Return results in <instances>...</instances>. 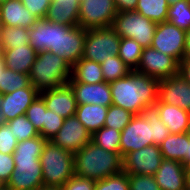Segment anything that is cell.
Listing matches in <instances>:
<instances>
[{
  "mask_svg": "<svg viewBox=\"0 0 190 190\" xmlns=\"http://www.w3.org/2000/svg\"><path fill=\"white\" fill-rule=\"evenodd\" d=\"M52 2H80V0H52Z\"/></svg>",
  "mask_w": 190,
  "mask_h": 190,
  "instance_id": "cell-52",
  "label": "cell"
},
{
  "mask_svg": "<svg viewBox=\"0 0 190 190\" xmlns=\"http://www.w3.org/2000/svg\"><path fill=\"white\" fill-rule=\"evenodd\" d=\"M134 117V114L122 107L110 105L105 118L104 126L122 131Z\"/></svg>",
  "mask_w": 190,
  "mask_h": 190,
  "instance_id": "cell-35",
  "label": "cell"
},
{
  "mask_svg": "<svg viewBox=\"0 0 190 190\" xmlns=\"http://www.w3.org/2000/svg\"><path fill=\"white\" fill-rule=\"evenodd\" d=\"M120 138L121 131L104 126L92 134L91 141L106 151L120 153Z\"/></svg>",
  "mask_w": 190,
  "mask_h": 190,
  "instance_id": "cell-30",
  "label": "cell"
},
{
  "mask_svg": "<svg viewBox=\"0 0 190 190\" xmlns=\"http://www.w3.org/2000/svg\"><path fill=\"white\" fill-rule=\"evenodd\" d=\"M64 120L65 118L61 117L59 114H55V112L47 109L43 128L39 131V134L46 140H51L62 127Z\"/></svg>",
  "mask_w": 190,
  "mask_h": 190,
  "instance_id": "cell-36",
  "label": "cell"
},
{
  "mask_svg": "<svg viewBox=\"0 0 190 190\" xmlns=\"http://www.w3.org/2000/svg\"><path fill=\"white\" fill-rule=\"evenodd\" d=\"M138 0H115L118 12L135 11Z\"/></svg>",
  "mask_w": 190,
  "mask_h": 190,
  "instance_id": "cell-45",
  "label": "cell"
},
{
  "mask_svg": "<svg viewBox=\"0 0 190 190\" xmlns=\"http://www.w3.org/2000/svg\"><path fill=\"white\" fill-rule=\"evenodd\" d=\"M104 81L101 64L95 61L81 58L71 68L69 82L97 84Z\"/></svg>",
  "mask_w": 190,
  "mask_h": 190,
  "instance_id": "cell-26",
  "label": "cell"
},
{
  "mask_svg": "<svg viewBox=\"0 0 190 190\" xmlns=\"http://www.w3.org/2000/svg\"><path fill=\"white\" fill-rule=\"evenodd\" d=\"M6 65H5V62H4V59L3 57L1 56L0 57V76H1V73L6 69Z\"/></svg>",
  "mask_w": 190,
  "mask_h": 190,
  "instance_id": "cell-51",
  "label": "cell"
},
{
  "mask_svg": "<svg viewBox=\"0 0 190 190\" xmlns=\"http://www.w3.org/2000/svg\"><path fill=\"white\" fill-rule=\"evenodd\" d=\"M30 78L28 74L18 73L6 68L0 76V93H12L15 90L30 87Z\"/></svg>",
  "mask_w": 190,
  "mask_h": 190,
  "instance_id": "cell-31",
  "label": "cell"
},
{
  "mask_svg": "<svg viewBox=\"0 0 190 190\" xmlns=\"http://www.w3.org/2000/svg\"><path fill=\"white\" fill-rule=\"evenodd\" d=\"M36 190H61V188L42 185L41 187L37 188Z\"/></svg>",
  "mask_w": 190,
  "mask_h": 190,
  "instance_id": "cell-50",
  "label": "cell"
},
{
  "mask_svg": "<svg viewBox=\"0 0 190 190\" xmlns=\"http://www.w3.org/2000/svg\"><path fill=\"white\" fill-rule=\"evenodd\" d=\"M188 134H189V136H190V124H189V130H188Z\"/></svg>",
  "mask_w": 190,
  "mask_h": 190,
  "instance_id": "cell-58",
  "label": "cell"
},
{
  "mask_svg": "<svg viewBox=\"0 0 190 190\" xmlns=\"http://www.w3.org/2000/svg\"><path fill=\"white\" fill-rule=\"evenodd\" d=\"M186 171L180 161L163 159L153 176L160 190H186Z\"/></svg>",
  "mask_w": 190,
  "mask_h": 190,
  "instance_id": "cell-18",
  "label": "cell"
},
{
  "mask_svg": "<svg viewBox=\"0 0 190 190\" xmlns=\"http://www.w3.org/2000/svg\"><path fill=\"white\" fill-rule=\"evenodd\" d=\"M79 23L83 29L110 27L118 11L115 0H80Z\"/></svg>",
  "mask_w": 190,
  "mask_h": 190,
  "instance_id": "cell-10",
  "label": "cell"
},
{
  "mask_svg": "<svg viewBox=\"0 0 190 190\" xmlns=\"http://www.w3.org/2000/svg\"><path fill=\"white\" fill-rule=\"evenodd\" d=\"M185 167H190V137H189V149H188V155H185Z\"/></svg>",
  "mask_w": 190,
  "mask_h": 190,
  "instance_id": "cell-48",
  "label": "cell"
},
{
  "mask_svg": "<svg viewBox=\"0 0 190 190\" xmlns=\"http://www.w3.org/2000/svg\"><path fill=\"white\" fill-rule=\"evenodd\" d=\"M3 186H5V184L0 181V189H1Z\"/></svg>",
  "mask_w": 190,
  "mask_h": 190,
  "instance_id": "cell-56",
  "label": "cell"
},
{
  "mask_svg": "<svg viewBox=\"0 0 190 190\" xmlns=\"http://www.w3.org/2000/svg\"><path fill=\"white\" fill-rule=\"evenodd\" d=\"M178 74L190 84V58H183L179 62Z\"/></svg>",
  "mask_w": 190,
  "mask_h": 190,
  "instance_id": "cell-44",
  "label": "cell"
},
{
  "mask_svg": "<svg viewBox=\"0 0 190 190\" xmlns=\"http://www.w3.org/2000/svg\"><path fill=\"white\" fill-rule=\"evenodd\" d=\"M169 134L167 126L160 120L158 107L155 104L147 106L121 131L120 154L124 157L146 146H159Z\"/></svg>",
  "mask_w": 190,
  "mask_h": 190,
  "instance_id": "cell-3",
  "label": "cell"
},
{
  "mask_svg": "<svg viewBox=\"0 0 190 190\" xmlns=\"http://www.w3.org/2000/svg\"><path fill=\"white\" fill-rule=\"evenodd\" d=\"M36 56L37 52L30 44L15 49H3L2 53L6 67L22 74H29Z\"/></svg>",
  "mask_w": 190,
  "mask_h": 190,
  "instance_id": "cell-22",
  "label": "cell"
},
{
  "mask_svg": "<svg viewBox=\"0 0 190 190\" xmlns=\"http://www.w3.org/2000/svg\"><path fill=\"white\" fill-rule=\"evenodd\" d=\"M169 5H173L176 4L178 1H182V0H167Z\"/></svg>",
  "mask_w": 190,
  "mask_h": 190,
  "instance_id": "cell-53",
  "label": "cell"
},
{
  "mask_svg": "<svg viewBox=\"0 0 190 190\" xmlns=\"http://www.w3.org/2000/svg\"><path fill=\"white\" fill-rule=\"evenodd\" d=\"M7 0H0V4L5 3Z\"/></svg>",
  "mask_w": 190,
  "mask_h": 190,
  "instance_id": "cell-57",
  "label": "cell"
},
{
  "mask_svg": "<svg viewBox=\"0 0 190 190\" xmlns=\"http://www.w3.org/2000/svg\"><path fill=\"white\" fill-rule=\"evenodd\" d=\"M167 21L178 28L188 30L190 28V0H182L169 5Z\"/></svg>",
  "mask_w": 190,
  "mask_h": 190,
  "instance_id": "cell-33",
  "label": "cell"
},
{
  "mask_svg": "<svg viewBox=\"0 0 190 190\" xmlns=\"http://www.w3.org/2000/svg\"><path fill=\"white\" fill-rule=\"evenodd\" d=\"M15 163L13 154L0 153V181L5 185L14 171Z\"/></svg>",
  "mask_w": 190,
  "mask_h": 190,
  "instance_id": "cell-43",
  "label": "cell"
},
{
  "mask_svg": "<svg viewBox=\"0 0 190 190\" xmlns=\"http://www.w3.org/2000/svg\"><path fill=\"white\" fill-rule=\"evenodd\" d=\"M80 2H52L46 19L49 22L70 27L78 26Z\"/></svg>",
  "mask_w": 190,
  "mask_h": 190,
  "instance_id": "cell-23",
  "label": "cell"
},
{
  "mask_svg": "<svg viewBox=\"0 0 190 190\" xmlns=\"http://www.w3.org/2000/svg\"><path fill=\"white\" fill-rule=\"evenodd\" d=\"M158 100L190 112V84L179 74L159 82Z\"/></svg>",
  "mask_w": 190,
  "mask_h": 190,
  "instance_id": "cell-15",
  "label": "cell"
},
{
  "mask_svg": "<svg viewBox=\"0 0 190 190\" xmlns=\"http://www.w3.org/2000/svg\"><path fill=\"white\" fill-rule=\"evenodd\" d=\"M86 31L80 26L70 27L42 18L29 29V41L36 52H51L73 66L83 56Z\"/></svg>",
  "mask_w": 190,
  "mask_h": 190,
  "instance_id": "cell-1",
  "label": "cell"
},
{
  "mask_svg": "<svg viewBox=\"0 0 190 190\" xmlns=\"http://www.w3.org/2000/svg\"><path fill=\"white\" fill-rule=\"evenodd\" d=\"M105 82L111 83L128 75L132 70L118 55H114L101 63Z\"/></svg>",
  "mask_w": 190,
  "mask_h": 190,
  "instance_id": "cell-32",
  "label": "cell"
},
{
  "mask_svg": "<svg viewBox=\"0 0 190 190\" xmlns=\"http://www.w3.org/2000/svg\"><path fill=\"white\" fill-rule=\"evenodd\" d=\"M94 190H130L128 173L122 171L104 180L96 181Z\"/></svg>",
  "mask_w": 190,
  "mask_h": 190,
  "instance_id": "cell-37",
  "label": "cell"
},
{
  "mask_svg": "<svg viewBox=\"0 0 190 190\" xmlns=\"http://www.w3.org/2000/svg\"><path fill=\"white\" fill-rule=\"evenodd\" d=\"M37 20L21 0H7L0 4V26H18L30 29Z\"/></svg>",
  "mask_w": 190,
  "mask_h": 190,
  "instance_id": "cell-20",
  "label": "cell"
},
{
  "mask_svg": "<svg viewBox=\"0 0 190 190\" xmlns=\"http://www.w3.org/2000/svg\"><path fill=\"white\" fill-rule=\"evenodd\" d=\"M142 51L143 47L136 40L121 37L118 56L131 70L138 67Z\"/></svg>",
  "mask_w": 190,
  "mask_h": 190,
  "instance_id": "cell-29",
  "label": "cell"
},
{
  "mask_svg": "<svg viewBox=\"0 0 190 190\" xmlns=\"http://www.w3.org/2000/svg\"><path fill=\"white\" fill-rule=\"evenodd\" d=\"M48 110L59 114L63 118L74 116L77 110V101L74 91L69 84L39 92Z\"/></svg>",
  "mask_w": 190,
  "mask_h": 190,
  "instance_id": "cell-16",
  "label": "cell"
},
{
  "mask_svg": "<svg viewBox=\"0 0 190 190\" xmlns=\"http://www.w3.org/2000/svg\"><path fill=\"white\" fill-rule=\"evenodd\" d=\"M91 133L74 115L65 118L64 123L51 141L67 151L75 154L83 146L91 142Z\"/></svg>",
  "mask_w": 190,
  "mask_h": 190,
  "instance_id": "cell-14",
  "label": "cell"
},
{
  "mask_svg": "<svg viewBox=\"0 0 190 190\" xmlns=\"http://www.w3.org/2000/svg\"><path fill=\"white\" fill-rule=\"evenodd\" d=\"M39 160L44 186L61 188L75 174L74 154L51 140L44 144Z\"/></svg>",
  "mask_w": 190,
  "mask_h": 190,
  "instance_id": "cell-7",
  "label": "cell"
},
{
  "mask_svg": "<svg viewBox=\"0 0 190 190\" xmlns=\"http://www.w3.org/2000/svg\"><path fill=\"white\" fill-rule=\"evenodd\" d=\"M112 27L122 38L136 40L143 48L151 47L157 23L136 11L118 12Z\"/></svg>",
  "mask_w": 190,
  "mask_h": 190,
  "instance_id": "cell-9",
  "label": "cell"
},
{
  "mask_svg": "<svg viewBox=\"0 0 190 190\" xmlns=\"http://www.w3.org/2000/svg\"><path fill=\"white\" fill-rule=\"evenodd\" d=\"M163 159L158 145L146 146L123 157V171L128 174L154 175Z\"/></svg>",
  "mask_w": 190,
  "mask_h": 190,
  "instance_id": "cell-13",
  "label": "cell"
},
{
  "mask_svg": "<svg viewBox=\"0 0 190 190\" xmlns=\"http://www.w3.org/2000/svg\"><path fill=\"white\" fill-rule=\"evenodd\" d=\"M37 96H39V91L32 85L15 90L12 93L3 94L1 109L6 122L25 115L27 108Z\"/></svg>",
  "mask_w": 190,
  "mask_h": 190,
  "instance_id": "cell-17",
  "label": "cell"
},
{
  "mask_svg": "<svg viewBox=\"0 0 190 190\" xmlns=\"http://www.w3.org/2000/svg\"><path fill=\"white\" fill-rule=\"evenodd\" d=\"M46 110V104L40 95L37 96L32 104L27 108L25 115L27 119L38 130V132L43 128Z\"/></svg>",
  "mask_w": 190,
  "mask_h": 190,
  "instance_id": "cell-38",
  "label": "cell"
},
{
  "mask_svg": "<svg viewBox=\"0 0 190 190\" xmlns=\"http://www.w3.org/2000/svg\"><path fill=\"white\" fill-rule=\"evenodd\" d=\"M96 181L80 177L74 174L62 187L61 190H94Z\"/></svg>",
  "mask_w": 190,
  "mask_h": 190,
  "instance_id": "cell-42",
  "label": "cell"
},
{
  "mask_svg": "<svg viewBox=\"0 0 190 190\" xmlns=\"http://www.w3.org/2000/svg\"><path fill=\"white\" fill-rule=\"evenodd\" d=\"M0 43L2 50L24 47L30 44L29 29L18 26H0Z\"/></svg>",
  "mask_w": 190,
  "mask_h": 190,
  "instance_id": "cell-27",
  "label": "cell"
},
{
  "mask_svg": "<svg viewBox=\"0 0 190 190\" xmlns=\"http://www.w3.org/2000/svg\"><path fill=\"white\" fill-rule=\"evenodd\" d=\"M186 31L168 21L157 23L151 47L174 57L178 62L184 58Z\"/></svg>",
  "mask_w": 190,
  "mask_h": 190,
  "instance_id": "cell-11",
  "label": "cell"
},
{
  "mask_svg": "<svg viewBox=\"0 0 190 190\" xmlns=\"http://www.w3.org/2000/svg\"><path fill=\"white\" fill-rule=\"evenodd\" d=\"M120 39L112 26L87 29L82 58L101 64L119 54Z\"/></svg>",
  "mask_w": 190,
  "mask_h": 190,
  "instance_id": "cell-8",
  "label": "cell"
},
{
  "mask_svg": "<svg viewBox=\"0 0 190 190\" xmlns=\"http://www.w3.org/2000/svg\"><path fill=\"white\" fill-rule=\"evenodd\" d=\"M75 174L95 181L123 171V156L90 142L74 154Z\"/></svg>",
  "mask_w": 190,
  "mask_h": 190,
  "instance_id": "cell-5",
  "label": "cell"
},
{
  "mask_svg": "<svg viewBox=\"0 0 190 190\" xmlns=\"http://www.w3.org/2000/svg\"><path fill=\"white\" fill-rule=\"evenodd\" d=\"M189 134L170 133L159 145L164 159L180 161L185 166V155H188Z\"/></svg>",
  "mask_w": 190,
  "mask_h": 190,
  "instance_id": "cell-24",
  "label": "cell"
},
{
  "mask_svg": "<svg viewBox=\"0 0 190 190\" xmlns=\"http://www.w3.org/2000/svg\"><path fill=\"white\" fill-rule=\"evenodd\" d=\"M74 91L77 104H96L104 107L112 105L110 84L101 82L87 84L80 82H68Z\"/></svg>",
  "mask_w": 190,
  "mask_h": 190,
  "instance_id": "cell-19",
  "label": "cell"
},
{
  "mask_svg": "<svg viewBox=\"0 0 190 190\" xmlns=\"http://www.w3.org/2000/svg\"><path fill=\"white\" fill-rule=\"evenodd\" d=\"M160 80L135 70L110 84L112 105L122 107L134 115L158 101Z\"/></svg>",
  "mask_w": 190,
  "mask_h": 190,
  "instance_id": "cell-2",
  "label": "cell"
},
{
  "mask_svg": "<svg viewBox=\"0 0 190 190\" xmlns=\"http://www.w3.org/2000/svg\"><path fill=\"white\" fill-rule=\"evenodd\" d=\"M178 69L179 62L174 57L147 47L143 48L139 65L135 71L162 80L177 75Z\"/></svg>",
  "mask_w": 190,
  "mask_h": 190,
  "instance_id": "cell-12",
  "label": "cell"
},
{
  "mask_svg": "<svg viewBox=\"0 0 190 190\" xmlns=\"http://www.w3.org/2000/svg\"><path fill=\"white\" fill-rule=\"evenodd\" d=\"M23 5L37 19L46 18L52 0H21Z\"/></svg>",
  "mask_w": 190,
  "mask_h": 190,
  "instance_id": "cell-41",
  "label": "cell"
},
{
  "mask_svg": "<svg viewBox=\"0 0 190 190\" xmlns=\"http://www.w3.org/2000/svg\"><path fill=\"white\" fill-rule=\"evenodd\" d=\"M72 66L62 57L48 51L37 52L29 72L30 83L39 92L68 84Z\"/></svg>",
  "mask_w": 190,
  "mask_h": 190,
  "instance_id": "cell-6",
  "label": "cell"
},
{
  "mask_svg": "<svg viewBox=\"0 0 190 190\" xmlns=\"http://www.w3.org/2000/svg\"><path fill=\"white\" fill-rule=\"evenodd\" d=\"M186 190H190V167L186 171Z\"/></svg>",
  "mask_w": 190,
  "mask_h": 190,
  "instance_id": "cell-49",
  "label": "cell"
},
{
  "mask_svg": "<svg viewBox=\"0 0 190 190\" xmlns=\"http://www.w3.org/2000/svg\"><path fill=\"white\" fill-rule=\"evenodd\" d=\"M46 141L39 135L17 144L13 153L15 168L6 183L10 190H36L43 185L39 159Z\"/></svg>",
  "mask_w": 190,
  "mask_h": 190,
  "instance_id": "cell-4",
  "label": "cell"
},
{
  "mask_svg": "<svg viewBox=\"0 0 190 190\" xmlns=\"http://www.w3.org/2000/svg\"><path fill=\"white\" fill-rule=\"evenodd\" d=\"M184 58H190V28L186 30Z\"/></svg>",
  "mask_w": 190,
  "mask_h": 190,
  "instance_id": "cell-46",
  "label": "cell"
},
{
  "mask_svg": "<svg viewBox=\"0 0 190 190\" xmlns=\"http://www.w3.org/2000/svg\"><path fill=\"white\" fill-rule=\"evenodd\" d=\"M159 110L160 120L170 133H185L189 130L190 112L178 106L165 104L159 100L155 103Z\"/></svg>",
  "mask_w": 190,
  "mask_h": 190,
  "instance_id": "cell-21",
  "label": "cell"
},
{
  "mask_svg": "<svg viewBox=\"0 0 190 190\" xmlns=\"http://www.w3.org/2000/svg\"><path fill=\"white\" fill-rule=\"evenodd\" d=\"M3 102V94L0 93V125H3L6 123L4 114L2 113L1 104Z\"/></svg>",
  "mask_w": 190,
  "mask_h": 190,
  "instance_id": "cell-47",
  "label": "cell"
},
{
  "mask_svg": "<svg viewBox=\"0 0 190 190\" xmlns=\"http://www.w3.org/2000/svg\"><path fill=\"white\" fill-rule=\"evenodd\" d=\"M167 0H138L135 11L156 23L167 21Z\"/></svg>",
  "mask_w": 190,
  "mask_h": 190,
  "instance_id": "cell-28",
  "label": "cell"
},
{
  "mask_svg": "<svg viewBox=\"0 0 190 190\" xmlns=\"http://www.w3.org/2000/svg\"><path fill=\"white\" fill-rule=\"evenodd\" d=\"M130 190H160L153 175L128 174Z\"/></svg>",
  "mask_w": 190,
  "mask_h": 190,
  "instance_id": "cell-39",
  "label": "cell"
},
{
  "mask_svg": "<svg viewBox=\"0 0 190 190\" xmlns=\"http://www.w3.org/2000/svg\"><path fill=\"white\" fill-rule=\"evenodd\" d=\"M0 190H10V189L5 185Z\"/></svg>",
  "mask_w": 190,
  "mask_h": 190,
  "instance_id": "cell-54",
  "label": "cell"
},
{
  "mask_svg": "<svg viewBox=\"0 0 190 190\" xmlns=\"http://www.w3.org/2000/svg\"><path fill=\"white\" fill-rule=\"evenodd\" d=\"M3 50L1 48V43H0V57L2 56Z\"/></svg>",
  "mask_w": 190,
  "mask_h": 190,
  "instance_id": "cell-55",
  "label": "cell"
},
{
  "mask_svg": "<svg viewBox=\"0 0 190 190\" xmlns=\"http://www.w3.org/2000/svg\"><path fill=\"white\" fill-rule=\"evenodd\" d=\"M108 107L96 104H78L75 116L91 133L104 127Z\"/></svg>",
  "mask_w": 190,
  "mask_h": 190,
  "instance_id": "cell-25",
  "label": "cell"
},
{
  "mask_svg": "<svg viewBox=\"0 0 190 190\" xmlns=\"http://www.w3.org/2000/svg\"><path fill=\"white\" fill-rule=\"evenodd\" d=\"M17 144L10 125L7 122L0 125V153L13 154Z\"/></svg>",
  "mask_w": 190,
  "mask_h": 190,
  "instance_id": "cell-40",
  "label": "cell"
},
{
  "mask_svg": "<svg viewBox=\"0 0 190 190\" xmlns=\"http://www.w3.org/2000/svg\"><path fill=\"white\" fill-rule=\"evenodd\" d=\"M7 123L10 125L18 143L40 135L34 125L27 119L26 115L18 116Z\"/></svg>",
  "mask_w": 190,
  "mask_h": 190,
  "instance_id": "cell-34",
  "label": "cell"
}]
</instances>
